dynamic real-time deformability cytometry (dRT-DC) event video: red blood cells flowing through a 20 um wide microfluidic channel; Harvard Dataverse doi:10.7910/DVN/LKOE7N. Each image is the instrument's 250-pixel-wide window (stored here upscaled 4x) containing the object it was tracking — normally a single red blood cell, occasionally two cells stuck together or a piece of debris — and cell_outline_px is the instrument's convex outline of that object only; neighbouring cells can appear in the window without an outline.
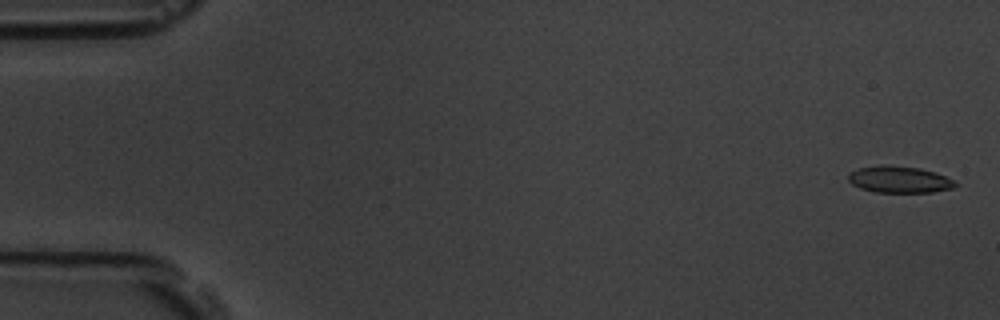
{"species": "common noctule bat (a hibernating species)", "species_latin": "Nyctalus noctula", "temperature_condition": "room temperature", "stored_images_in_passage": 15, "camera_frame_rate_fps": 3000, "um_per_image_px": 0.085, "animal": {"sex": "male", "body_mass_g": 19.5, "forearm_length_mm": 54.6}, "frame": {"image": 1, "passage_image": 1, "time_ms": 0.0, "image_size_px": [1000, 320], "cell_outline_px": [[956, 184], [952, 188], [932, 192], [876, 192], [860, 188], [852, 184], [848, 180], [848, 172], [860, 168], [920, 168], [936, 172], [952, 180]], "centroid_in_image_um": [76.45, 15.31], "position_along_channel_um": 8.6, "area_um2": 15.66}}
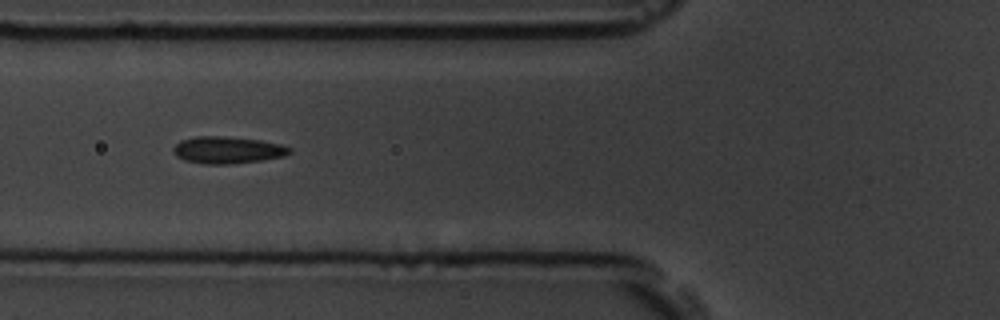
{"frame": {"image": 2, "passage_image": 6, "time_ms": 6.667, "image_size_px": [1000, 320], "cell_outline_px": [[292, 152], [284, 156], [260, 160], [228, 164], [204, 164], [184, 160], [176, 156], [172, 152], [172, 148], [180, 140], [196, 136], [224, 136], [260, 140], [280, 144], [292, 148]], "centroid_in_image_um": [19.31, 12.74], "position_along_channel_um": 106.5, "area_um2": 18.32}}
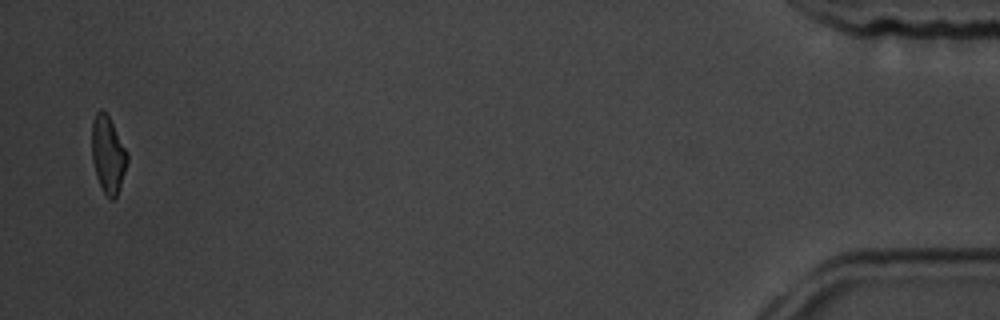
{"frame": {"image": 3, "passage_image": 15, "time_ms": 18.0, "image_size_px": [1000, 320], "cell_outline_px": [[128, 160], [116, 196], [112, 200], [108, 200], [96, 176], [92, 160], [92, 120], [96, 112], [100, 108], [108, 116], [128, 152]], "centroid_in_image_um": [9.17, 13.13], "position_along_channel_um": 426.0, "area_um2": 15.72}, "authors_computed_cell_mechanics": {"area_um2": 17.5712, "velocity_mm_per_s": 3.6133, "shape_relaxation_time_tau1_ms": 5.5638, "shape_relaxation_time_tau2_ms": 1.651, "deformation_change_tau1": 0.1199, "deformation_change_tau2": 0.0469}}